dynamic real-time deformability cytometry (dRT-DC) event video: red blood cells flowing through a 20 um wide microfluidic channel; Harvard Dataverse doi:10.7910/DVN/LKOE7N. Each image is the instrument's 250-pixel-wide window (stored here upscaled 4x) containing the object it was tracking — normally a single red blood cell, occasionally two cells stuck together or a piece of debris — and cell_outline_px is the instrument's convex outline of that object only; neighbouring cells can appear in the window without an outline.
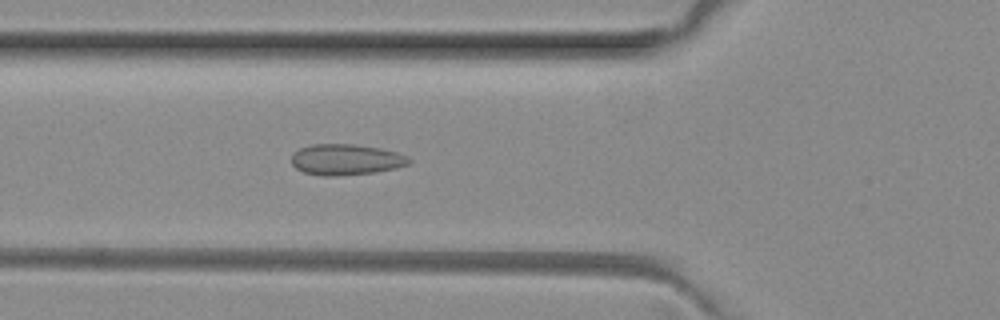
{"species": "common noctule bat (a hibernating species)", "species_latin": "Nyctalus noctula", "temperature_condition": "room temperature", "stored_images_in_passage": 50, "camera_frame_rate_fps": 3000, "um_per_image_px": 0.085, "animal": {"sex": "female", "body_mass_g": 29.2, "forearm_length_mm": 56.3}, "frame": {"image": 1, "passage_image": 17, "time_ms": 5.333, "image_size_px": [1000, 320], "cell_outline_px": [[412, 160], [408, 164], [396, 168], [372, 172], [336, 176], [324, 176], [304, 172], [296, 168], [292, 164], [292, 156], [300, 148], [312, 144], [352, 144], [380, 148], [396, 152], [408, 156]], "centroid_in_image_um": [29.41, 13.56], "position_along_channel_um": 96.4, "area_um2": 20.98}}
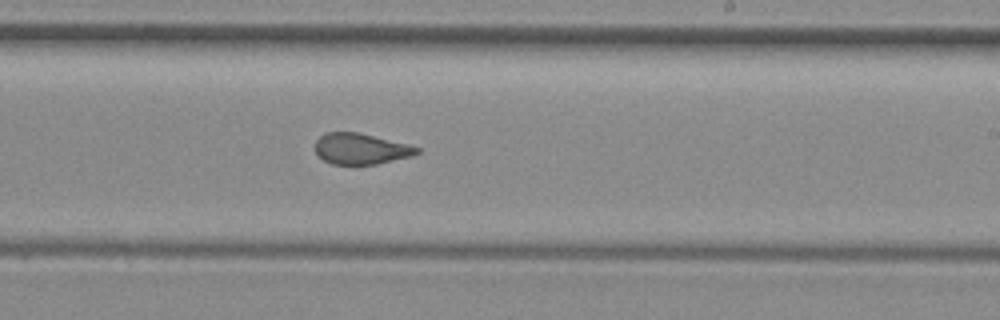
{"frame": {"image": 2, "passage_image": 29, "time_ms": 9.333, "image_size_px": [1000, 320], "cell_outline_px": [[420, 152], [412, 156], [376, 164], [332, 164], [324, 160], [316, 152], [316, 140], [324, 132], [356, 132], [408, 144], [420, 148]], "centroid_in_image_um": [30.67, 12.64], "position_along_channel_um": 258.3, "area_um2": 18.15}}
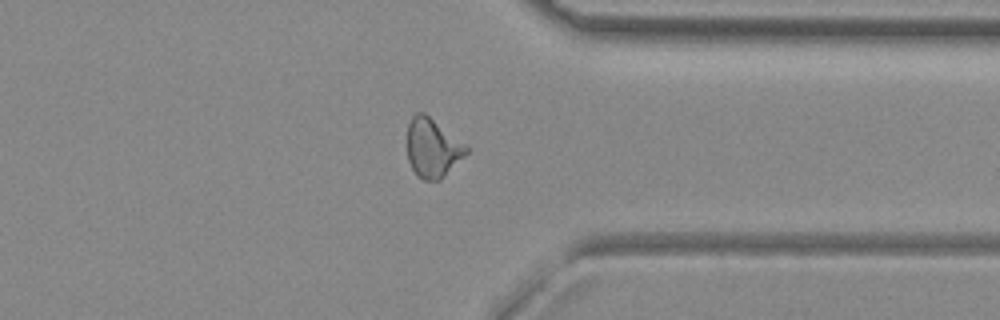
{"frame": {"image": 3, "passage_image": 38, "time_ms": 12.333, "image_size_px": [1000, 320], "cell_outline_px": [[468, 152], [440, 180], [424, 180], [416, 176], [408, 160], [408, 124], [412, 116], [416, 112], [424, 112], [464, 144], [468, 148]], "centroid_in_image_um": [36.74, 12.58], "position_along_channel_um": 374.7, "area_um2": 19.94}, "authors_computed_cell_mechanics": {"area_um2": 19.941, "velocity_mm_per_s": 4.0533, "shape_relaxation_time_tau1_ms": null, "shape_relaxation_time_tau2_ms": 1.2226, "deformation_change_tau1": null, "deformation_change_tau2": 0.0457}}